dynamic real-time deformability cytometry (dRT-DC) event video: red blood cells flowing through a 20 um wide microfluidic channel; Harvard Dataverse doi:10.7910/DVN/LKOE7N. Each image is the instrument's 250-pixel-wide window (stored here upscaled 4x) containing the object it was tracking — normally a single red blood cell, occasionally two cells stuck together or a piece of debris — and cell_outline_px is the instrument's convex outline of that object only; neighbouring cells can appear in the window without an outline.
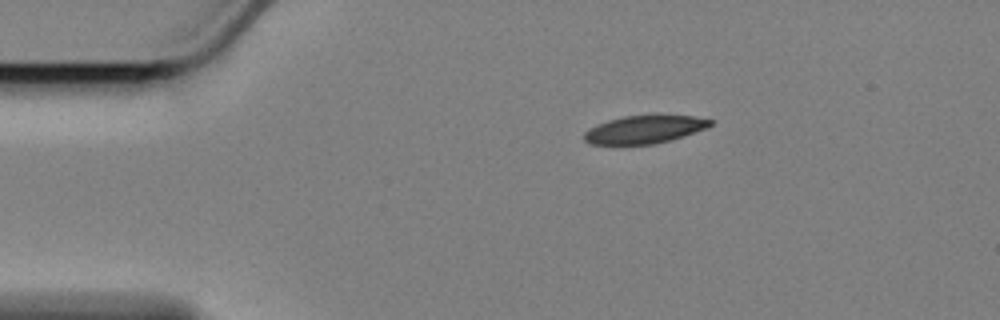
{"species": "Egyptian fruit bat (a non-hibernating species)", "species_latin": "Rousettus aegyptiacus", "temperature_condition": "cold", "stored_images_in_passage": 13, "camera_frame_rate_fps": 3000, "um_per_image_px": 0.085, "animal": {"sex": "female"}, "frame": {"image": 1, "passage_image": 1, "time_ms": 0.0, "image_size_px": [1000, 320], "cell_outline_px": [[716, 120], [708, 128], [668, 140], [652, 144], [592, 144], [584, 140], [584, 132], [588, 128], [596, 124], [608, 120], [624, 116], [656, 112], [692, 116]], "centroid_in_image_um": [54.82, 10.94], "position_along_channel_um": 30.2, "area_um2": 21.21}}
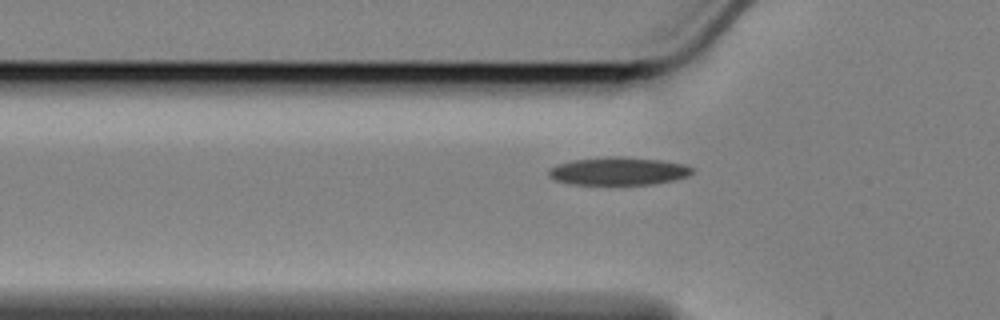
{"frame": {"image": 2, "passage_image": 9, "time_ms": 2.667, "image_size_px": [1000, 320], "cell_outline_px": [[692, 172], [688, 176], [676, 180], [656, 184], [572, 184], [556, 180], [548, 176], [548, 168], [556, 164], [572, 160], [608, 156], [624, 156], [660, 160], [684, 164], [692, 168]], "centroid_in_image_um": [52.55, 14.54], "position_along_channel_um": 73.3, "area_um2": 23.52}}
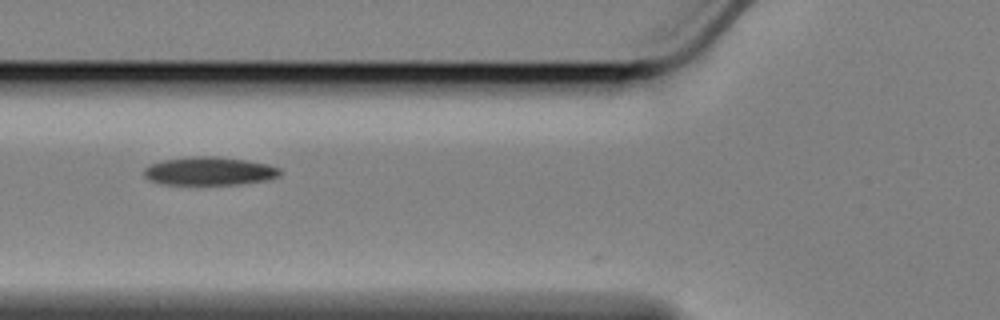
{"frame": {"image": 3, "passage_image": 12, "time_ms": 3.667, "image_size_px": [1000, 320], "cell_outline_px": [[280, 172], [276, 176], [264, 180], [240, 184], [160, 184], [148, 180], [144, 176], [144, 168], [148, 164], [164, 160], [192, 156], [216, 156], [244, 160], [268, 164], [280, 168]], "centroid_in_image_um": [17.72, 14.54], "position_along_channel_um": 108.1, "area_um2": 22.31}}